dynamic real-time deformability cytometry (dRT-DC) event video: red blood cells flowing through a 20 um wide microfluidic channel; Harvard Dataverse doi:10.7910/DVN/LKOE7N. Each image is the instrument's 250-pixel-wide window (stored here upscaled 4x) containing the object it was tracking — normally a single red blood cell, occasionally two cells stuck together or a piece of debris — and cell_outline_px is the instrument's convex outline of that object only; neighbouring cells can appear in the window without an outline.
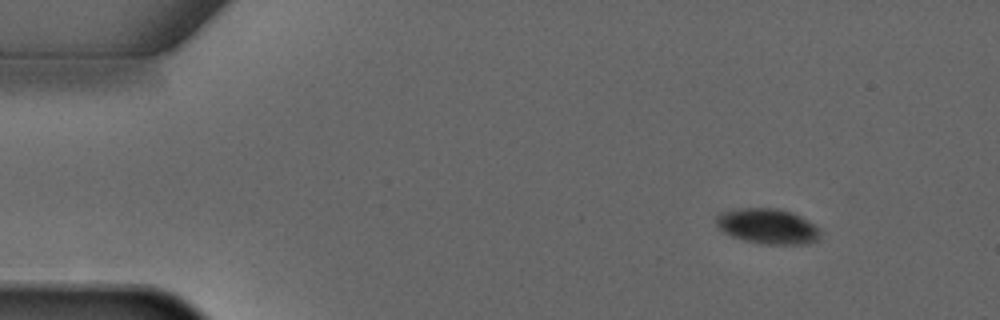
{"species": "common noctule bat (a hibernating species)", "species_latin": "Nyctalus noctula", "temperature_condition": "warm", "stored_images_in_passage": 4, "camera_frame_rate_fps": 3000, "um_per_image_px": 0.085, "animal": {"sex": "male", "forearm_length_mm": 52.5}, "frame": {"image": 1, "passage_image": 1, "time_ms": 0.0, "image_size_px": [1000, 320], "cell_outline_px": [[820, 236], [816, 240], [808, 244], [760, 244], [744, 240], [732, 236], [724, 232], [716, 224], [716, 216], [720, 212], [740, 208], [776, 208], [792, 212], [808, 220], [820, 232]], "centroid_in_image_um": [65.23, 19.23], "position_along_channel_um": 19.8, "area_um2": 21.33}}
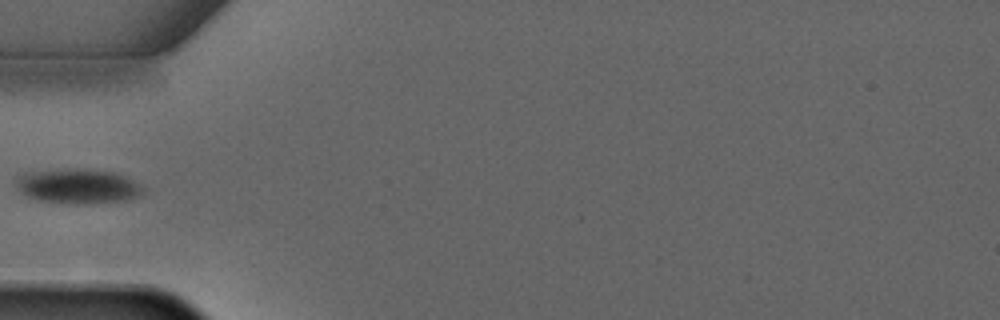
{"frame": {"image": 2, "passage_image": 4, "time_ms": 3.333, "image_size_px": [1000, 320], "cell_outline_px": [[140, 196], [124, 200], [40, 200], [28, 196], [16, 184], [16, 180], [24, 172], [68, 168], [76, 168], [116, 172], [124, 176], [136, 184], [140, 188]], "centroid_in_image_um": [6.56, 15.73], "position_along_channel_um": 78.4, "area_um2": 23.81}}